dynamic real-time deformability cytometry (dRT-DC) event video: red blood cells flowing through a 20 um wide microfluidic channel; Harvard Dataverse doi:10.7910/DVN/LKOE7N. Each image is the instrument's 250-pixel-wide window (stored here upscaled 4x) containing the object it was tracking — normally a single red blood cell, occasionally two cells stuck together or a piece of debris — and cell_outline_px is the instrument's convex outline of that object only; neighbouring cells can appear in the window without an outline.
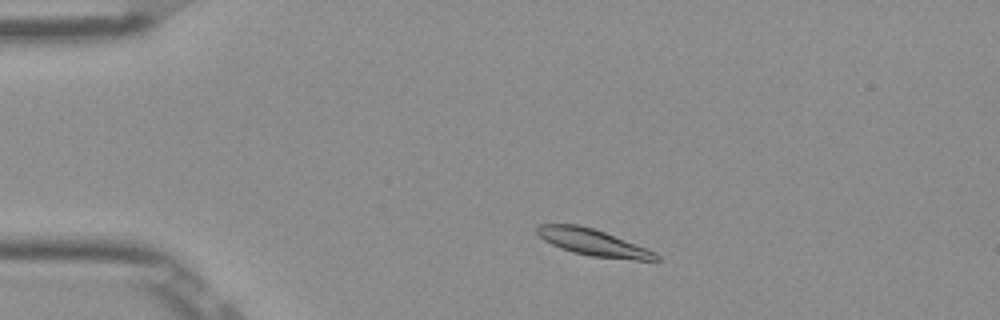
{"species": "Egyptian fruit bat (a non-hibernating species)", "species_latin": "Rousettus aegyptiacus", "temperature_condition": "room temperature", "stored_images_in_passage": 48, "camera_frame_rate_fps": 3000, "um_per_image_px": 0.085, "frame": {"image": 1, "passage_image": 6, "time_ms": 1.667, "image_size_px": [1000, 320], "cell_outline_px": [[660, 260], [632, 260], [592, 256], [572, 252], [560, 248], [544, 240], [536, 232], [536, 228], [540, 224], [580, 224], [604, 232], [656, 252], [660, 256]], "centroid_in_image_um": [50.41, 20.61], "position_along_channel_um": 34.6, "area_um2": 18.32}}
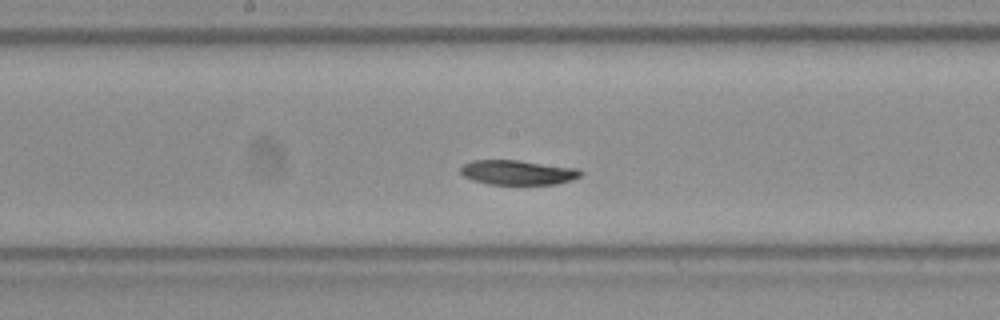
{"frame": {"image": 2, "passage_image": 23, "time_ms": 7.333, "image_size_px": [1000, 320], "cell_outline_px": [[584, 172], [580, 176], [572, 180], [556, 184], [488, 184], [472, 180], [464, 176], [460, 172], [460, 168], [464, 164], [472, 160], [516, 160], [576, 168]], "centroid_in_image_um": [43.99, 14.66], "position_along_channel_um": 204.2, "area_um2": 17.17}}
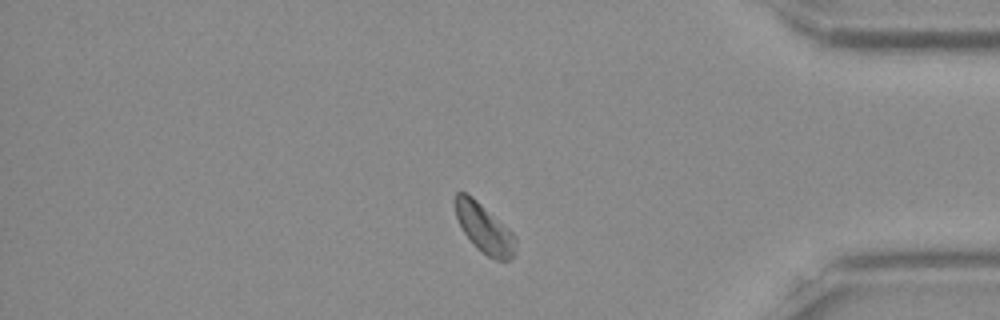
{"frame": {"image": 3, "passage_image": 40, "time_ms": 13.0, "image_size_px": [1000, 320], "cell_outline_px": [[516, 252], [508, 260], [496, 260], [488, 256], [476, 248], [464, 232], [456, 216], [452, 200], [456, 192], [464, 192], [472, 196], [508, 228], [516, 236]], "centroid_in_image_um": [41.14, 19.39], "position_along_channel_um": 394.1, "area_um2": 17.34}, "authors_computed_cell_mechanics": {"area_um2": 17.9469, "velocity_mm_per_s": 3.8233, "shape_relaxation_time_tau1_ms": 2.9358, "shape_relaxation_time_tau2_ms": null, "deformation_change_tau1": 0.0921, "deformation_change_tau2": null}}